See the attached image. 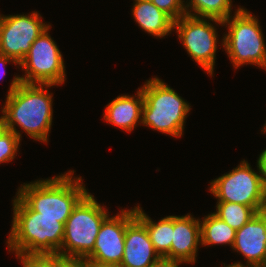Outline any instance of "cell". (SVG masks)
Masks as SVG:
<instances>
[{
  "instance_id": "3957f363",
  "label": "cell",
  "mask_w": 266,
  "mask_h": 267,
  "mask_svg": "<svg viewBox=\"0 0 266 267\" xmlns=\"http://www.w3.org/2000/svg\"><path fill=\"white\" fill-rule=\"evenodd\" d=\"M74 172L70 169L52 178L23 183L16 194L40 216L62 218L65 225L73 208L88 193L82 177H75Z\"/></svg>"
},
{
  "instance_id": "d4e9b609",
  "label": "cell",
  "mask_w": 266,
  "mask_h": 267,
  "mask_svg": "<svg viewBox=\"0 0 266 267\" xmlns=\"http://www.w3.org/2000/svg\"><path fill=\"white\" fill-rule=\"evenodd\" d=\"M256 165H258L261 181L264 188L266 189V149L260 153Z\"/></svg>"
},
{
  "instance_id": "5b68a950",
  "label": "cell",
  "mask_w": 266,
  "mask_h": 267,
  "mask_svg": "<svg viewBox=\"0 0 266 267\" xmlns=\"http://www.w3.org/2000/svg\"><path fill=\"white\" fill-rule=\"evenodd\" d=\"M234 16L223 20L224 32L221 46L235 69L253 65L266 71V43L260 21L243 7L234 9Z\"/></svg>"
},
{
  "instance_id": "e0dca14e",
  "label": "cell",
  "mask_w": 266,
  "mask_h": 267,
  "mask_svg": "<svg viewBox=\"0 0 266 267\" xmlns=\"http://www.w3.org/2000/svg\"><path fill=\"white\" fill-rule=\"evenodd\" d=\"M136 217L146 226L155 251L161 258L170 259V248L173 236V215L166 216L155 222L142 210L140 205H137Z\"/></svg>"
},
{
  "instance_id": "7c38bea8",
  "label": "cell",
  "mask_w": 266,
  "mask_h": 267,
  "mask_svg": "<svg viewBox=\"0 0 266 267\" xmlns=\"http://www.w3.org/2000/svg\"><path fill=\"white\" fill-rule=\"evenodd\" d=\"M232 250L243 255L246 264L238 261L231 265L266 266V210L256 213L245 225L236 230Z\"/></svg>"
},
{
  "instance_id": "8fae6325",
  "label": "cell",
  "mask_w": 266,
  "mask_h": 267,
  "mask_svg": "<svg viewBox=\"0 0 266 267\" xmlns=\"http://www.w3.org/2000/svg\"><path fill=\"white\" fill-rule=\"evenodd\" d=\"M104 219L97 234L93 252L86 258L99 263L120 266L124 253L126 226L136 217V206L121 209Z\"/></svg>"
},
{
  "instance_id": "277c9868",
  "label": "cell",
  "mask_w": 266,
  "mask_h": 267,
  "mask_svg": "<svg viewBox=\"0 0 266 267\" xmlns=\"http://www.w3.org/2000/svg\"><path fill=\"white\" fill-rule=\"evenodd\" d=\"M162 80L152 77L140 87L144 96L141 125L179 138L183 135L191 106Z\"/></svg>"
},
{
  "instance_id": "52a82bcc",
  "label": "cell",
  "mask_w": 266,
  "mask_h": 267,
  "mask_svg": "<svg viewBox=\"0 0 266 267\" xmlns=\"http://www.w3.org/2000/svg\"><path fill=\"white\" fill-rule=\"evenodd\" d=\"M209 192L217 202L239 203L252 207L257 213L266 210V189L259 168L255 172L248 161L242 159L231 171L210 182Z\"/></svg>"
},
{
  "instance_id": "2e32d148",
  "label": "cell",
  "mask_w": 266,
  "mask_h": 267,
  "mask_svg": "<svg viewBox=\"0 0 266 267\" xmlns=\"http://www.w3.org/2000/svg\"><path fill=\"white\" fill-rule=\"evenodd\" d=\"M132 16L138 26L149 35L165 38L173 31L174 21L149 0H133Z\"/></svg>"
},
{
  "instance_id": "603a6c76",
  "label": "cell",
  "mask_w": 266,
  "mask_h": 267,
  "mask_svg": "<svg viewBox=\"0 0 266 267\" xmlns=\"http://www.w3.org/2000/svg\"><path fill=\"white\" fill-rule=\"evenodd\" d=\"M15 254L23 267H53V254Z\"/></svg>"
},
{
  "instance_id": "7a4b0ae2",
  "label": "cell",
  "mask_w": 266,
  "mask_h": 267,
  "mask_svg": "<svg viewBox=\"0 0 266 267\" xmlns=\"http://www.w3.org/2000/svg\"><path fill=\"white\" fill-rule=\"evenodd\" d=\"M15 197L12 200L11 229L6 241L8 251L24 254L58 255L64 237L62 218L42 217L17 194Z\"/></svg>"
},
{
  "instance_id": "6da1fadb",
  "label": "cell",
  "mask_w": 266,
  "mask_h": 267,
  "mask_svg": "<svg viewBox=\"0 0 266 267\" xmlns=\"http://www.w3.org/2000/svg\"><path fill=\"white\" fill-rule=\"evenodd\" d=\"M54 86L57 85L22 83L20 75H15L1 108V125L20 139L22 134L16 126L29 138L47 144L53 122V94L48 88Z\"/></svg>"
},
{
  "instance_id": "4316f807",
  "label": "cell",
  "mask_w": 266,
  "mask_h": 267,
  "mask_svg": "<svg viewBox=\"0 0 266 267\" xmlns=\"http://www.w3.org/2000/svg\"><path fill=\"white\" fill-rule=\"evenodd\" d=\"M182 263L170 259L161 258L158 262L154 263L151 267H180Z\"/></svg>"
},
{
  "instance_id": "f546056e",
  "label": "cell",
  "mask_w": 266,
  "mask_h": 267,
  "mask_svg": "<svg viewBox=\"0 0 266 267\" xmlns=\"http://www.w3.org/2000/svg\"><path fill=\"white\" fill-rule=\"evenodd\" d=\"M223 264H224L223 267H240V266H234V265H231V264H228V265L225 266V263H223Z\"/></svg>"
},
{
  "instance_id": "7402d4cb",
  "label": "cell",
  "mask_w": 266,
  "mask_h": 267,
  "mask_svg": "<svg viewBox=\"0 0 266 267\" xmlns=\"http://www.w3.org/2000/svg\"><path fill=\"white\" fill-rule=\"evenodd\" d=\"M151 2L166 13L173 21L186 15L184 0H151Z\"/></svg>"
},
{
  "instance_id": "484cf974",
  "label": "cell",
  "mask_w": 266,
  "mask_h": 267,
  "mask_svg": "<svg viewBox=\"0 0 266 267\" xmlns=\"http://www.w3.org/2000/svg\"><path fill=\"white\" fill-rule=\"evenodd\" d=\"M13 63V64H16L15 66L19 67V63L17 61H15L14 59H12L11 57H8V56H4V55H1L0 54V80L4 77V75L6 74V70H5V67H6V64L8 63Z\"/></svg>"
},
{
  "instance_id": "44dd1931",
  "label": "cell",
  "mask_w": 266,
  "mask_h": 267,
  "mask_svg": "<svg viewBox=\"0 0 266 267\" xmlns=\"http://www.w3.org/2000/svg\"><path fill=\"white\" fill-rule=\"evenodd\" d=\"M21 139L11 130L5 129L0 123V164L15 159Z\"/></svg>"
},
{
  "instance_id": "cb8c5ba5",
  "label": "cell",
  "mask_w": 266,
  "mask_h": 267,
  "mask_svg": "<svg viewBox=\"0 0 266 267\" xmlns=\"http://www.w3.org/2000/svg\"><path fill=\"white\" fill-rule=\"evenodd\" d=\"M53 267H82V260L71 258H60L53 254Z\"/></svg>"
},
{
  "instance_id": "ac0fdd59",
  "label": "cell",
  "mask_w": 266,
  "mask_h": 267,
  "mask_svg": "<svg viewBox=\"0 0 266 267\" xmlns=\"http://www.w3.org/2000/svg\"><path fill=\"white\" fill-rule=\"evenodd\" d=\"M236 230L210 213L200 219L201 246L228 245L233 247Z\"/></svg>"
},
{
  "instance_id": "9c48e42d",
  "label": "cell",
  "mask_w": 266,
  "mask_h": 267,
  "mask_svg": "<svg viewBox=\"0 0 266 267\" xmlns=\"http://www.w3.org/2000/svg\"><path fill=\"white\" fill-rule=\"evenodd\" d=\"M50 25L32 43L30 51L20 62L25 73L20 76L26 84H54L60 86L66 81L63 55L50 35Z\"/></svg>"
},
{
  "instance_id": "5bb4252c",
  "label": "cell",
  "mask_w": 266,
  "mask_h": 267,
  "mask_svg": "<svg viewBox=\"0 0 266 267\" xmlns=\"http://www.w3.org/2000/svg\"><path fill=\"white\" fill-rule=\"evenodd\" d=\"M161 259L155 251L146 226L135 217L127 226L120 267H151Z\"/></svg>"
},
{
  "instance_id": "ba28073f",
  "label": "cell",
  "mask_w": 266,
  "mask_h": 267,
  "mask_svg": "<svg viewBox=\"0 0 266 267\" xmlns=\"http://www.w3.org/2000/svg\"><path fill=\"white\" fill-rule=\"evenodd\" d=\"M211 21L213 24L223 26L222 20L219 19L186 14L174 21L173 31L176 30L178 39L193 61L213 77L219 35L216 25Z\"/></svg>"
},
{
  "instance_id": "30bf717a",
  "label": "cell",
  "mask_w": 266,
  "mask_h": 267,
  "mask_svg": "<svg viewBox=\"0 0 266 267\" xmlns=\"http://www.w3.org/2000/svg\"><path fill=\"white\" fill-rule=\"evenodd\" d=\"M39 11L30 14H0V54L19 64L30 51L32 43L51 24L43 22Z\"/></svg>"
},
{
  "instance_id": "f1b7e54d",
  "label": "cell",
  "mask_w": 266,
  "mask_h": 267,
  "mask_svg": "<svg viewBox=\"0 0 266 267\" xmlns=\"http://www.w3.org/2000/svg\"><path fill=\"white\" fill-rule=\"evenodd\" d=\"M265 122H266V121H265ZM261 132H262L263 134H266V123L264 124L263 129L261 130Z\"/></svg>"
},
{
  "instance_id": "d6986e66",
  "label": "cell",
  "mask_w": 266,
  "mask_h": 267,
  "mask_svg": "<svg viewBox=\"0 0 266 267\" xmlns=\"http://www.w3.org/2000/svg\"><path fill=\"white\" fill-rule=\"evenodd\" d=\"M232 0H184L186 14L225 20L232 15Z\"/></svg>"
},
{
  "instance_id": "ffe728a7",
  "label": "cell",
  "mask_w": 266,
  "mask_h": 267,
  "mask_svg": "<svg viewBox=\"0 0 266 267\" xmlns=\"http://www.w3.org/2000/svg\"><path fill=\"white\" fill-rule=\"evenodd\" d=\"M257 212L250 206L231 202H217L213 212L235 230L245 225Z\"/></svg>"
},
{
  "instance_id": "9a60e30c",
  "label": "cell",
  "mask_w": 266,
  "mask_h": 267,
  "mask_svg": "<svg viewBox=\"0 0 266 267\" xmlns=\"http://www.w3.org/2000/svg\"><path fill=\"white\" fill-rule=\"evenodd\" d=\"M136 95L121 94L106 105L103 119L109 124L126 132L141 126L144 96L140 88Z\"/></svg>"
},
{
  "instance_id": "83f0119b",
  "label": "cell",
  "mask_w": 266,
  "mask_h": 267,
  "mask_svg": "<svg viewBox=\"0 0 266 267\" xmlns=\"http://www.w3.org/2000/svg\"><path fill=\"white\" fill-rule=\"evenodd\" d=\"M82 267H120V266L99 263L96 261H91L89 259H83L82 260Z\"/></svg>"
},
{
  "instance_id": "8992f818",
  "label": "cell",
  "mask_w": 266,
  "mask_h": 267,
  "mask_svg": "<svg viewBox=\"0 0 266 267\" xmlns=\"http://www.w3.org/2000/svg\"><path fill=\"white\" fill-rule=\"evenodd\" d=\"M108 209L99 204L93 194L87 193L73 208L64 225L62 246L58 250L60 258L83 260L92 252L95 240Z\"/></svg>"
},
{
  "instance_id": "4fadbf2b",
  "label": "cell",
  "mask_w": 266,
  "mask_h": 267,
  "mask_svg": "<svg viewBox=\"0 0 266 267\" xmlns=\"http://www.w3.org/2000/svg\"><path fill=\"white\" fill-rule=\"evenodd\" d=\"M198 246H201L200 219L194 218L190 213L173 215L170 260L193 265L197 261Z\"/></svg>"
}]
</instances>
